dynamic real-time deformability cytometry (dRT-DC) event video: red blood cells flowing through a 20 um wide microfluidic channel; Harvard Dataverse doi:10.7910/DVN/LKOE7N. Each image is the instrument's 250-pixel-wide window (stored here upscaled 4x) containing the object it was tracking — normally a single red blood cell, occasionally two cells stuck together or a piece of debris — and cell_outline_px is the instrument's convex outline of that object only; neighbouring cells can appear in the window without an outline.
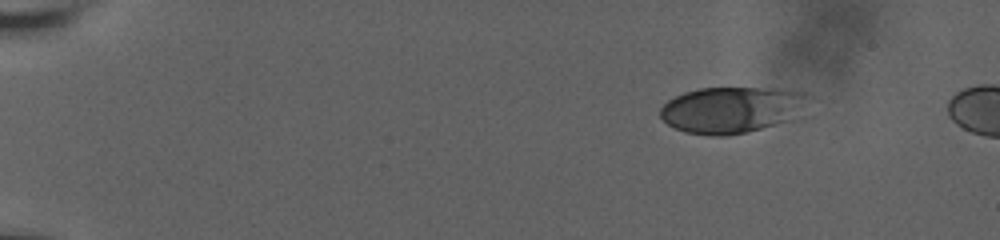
{"species": "human", "species_latin": "Homo sapiens", "temperature_condition": "room temperature", "stored_images_in_passage": 48, "camera_frame_rate_fps": 3000, "um_per_image_px": 0.085, "donor": {"sex": "male"}, "frame": {"image": 1, "passage_image": 1, "time_ms": 0.0, "image_size_px": [1000, 240], "cell_outline_px": [[812, 96], [788, 120], [748, 132], [724, 136], [712, 136], [684, 132], [668, 124], [660, 116], [660, 108], [668, 100], [684, 92], [700, 88], [780, 88], [804, 92]], "centroid_in_image_um": [62.14, 9.32], "position_along_channel_um": 22.9, "area_um2": 39.59}}
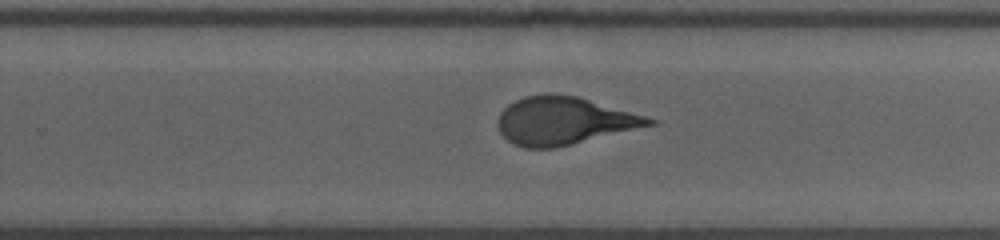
{"frame": {"image": 2, "passage_image": 21, "time_ms": 10.667, "image_size_px": [1000, 240], "cell_outline_px": [[660, 120], [656, 124], [556, 148], [524, 148], [508, 140], [500, 132], [496, 124], [496, 120], [500, 112], [508, 104], [524, 96], [548, 92], [576, 96]], "centroid_in_image_um": [47.91, 10.26], "position_along_channel_um": 281.9, "area_um2": 42.19}}
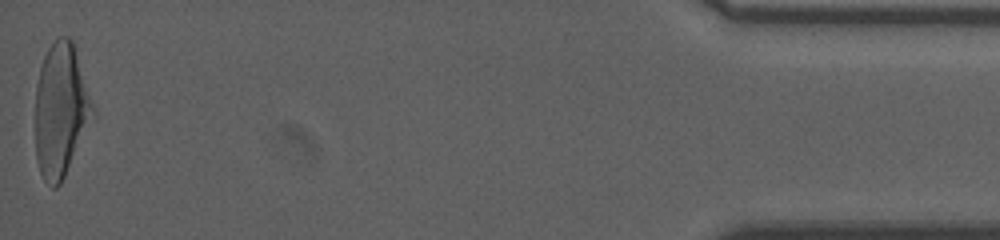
{"frame": {"image": 3, "passage_image": 48, "time_ms": 17.0, "image_size_px": [1000, 240], "cell_outline_px": [[96, 112], [60, 184], [56, 188], [52, 188], [44, 180], [40, 172], [36, 160], [36, 84], [40, 68], [44, 56], [48, 48], [60, 36], [68, 36], [72, 40]], "centroid_in_image_um": [5.16, 9.37], "position_along_channel_um": 430.0, "area_um2": 44.33}, "authors_computed_cell_mechanics": {"area_um2": 42.5119, "velocity_mm_per_s": 3.6616, "shape_relaxation_time_tau1_ms": 4.8118, "shape_relaxation_time_tau2_ms": 0.9538, "deformation_change_tau1": 0.1912, "deformation_change_tau2": 0.0889}}